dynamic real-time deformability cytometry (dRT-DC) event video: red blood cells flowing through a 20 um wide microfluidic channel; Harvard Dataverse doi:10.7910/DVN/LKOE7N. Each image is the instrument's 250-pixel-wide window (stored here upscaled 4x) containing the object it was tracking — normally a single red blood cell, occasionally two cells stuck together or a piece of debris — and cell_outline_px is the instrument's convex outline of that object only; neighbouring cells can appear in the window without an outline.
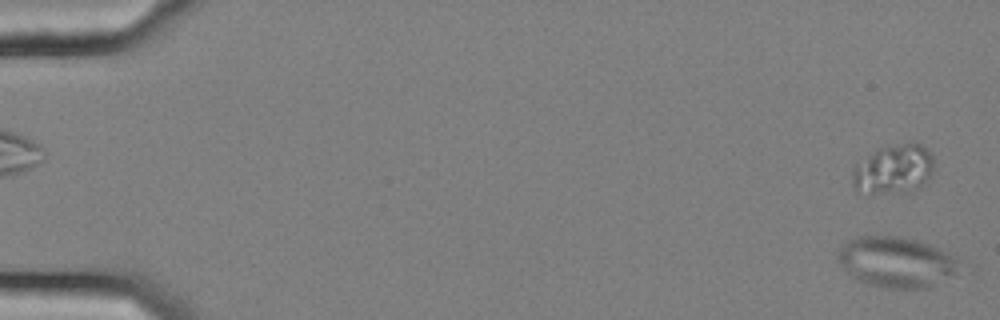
{"species": "common noctule bat (a hibernating species)", "species_latin": "Nyctalus noctula", "temperature_condition": "cold", "stored_images_in_passage": 58, "camera_frame_rate_fps": 3000, "um_per_image_px": 0.085, "animal": {"sex": "female", "body_mass_g": 25.1}, "frame": {"image": 1, "passage_image": 2, "time_ms": 0.333, "image_size_px": [1000, 320], "cell_outline_px": [[960, 260], [952, 272], [928, 288], [888, 288], [868, 284], [856, 280], [844, 268], [836, 256], [840, 248], [848, 240], [856, 236], [900, 236], [916, 240], [928, 244], [956, 256]], "centroid_in_image_um": [76.11, 22.25], "position_along_channel_um": 8.9, "area_um2": 35.14}}
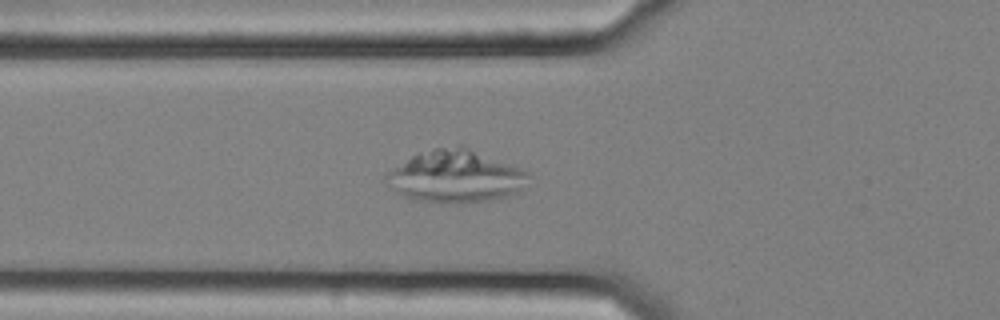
{"frame": {"image": 2, "passage_image": 22, "time_ms": 7.0, "image_size_px": [1000, 320], "cell_outline_px": [[528, 188], [520, 192], [488, 200], [456, 204], [440, 204], [420, 200], [404, 196], [388, 184], [384, 180], [384, 176], [388, 172], [412, 156], [420, 152], [432, 148], [460, 144], [464, 144], [520, 168], [528, 172]], "centroid_in_image_um": [38.77, 14.98], "position_along_channel_um": 87.0, "area_um2": 43.87}}
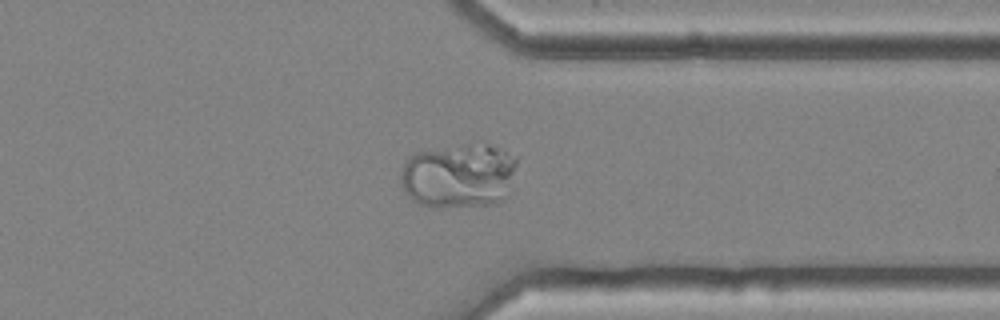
{"frame": {"image": 3, "passage_image": 46, "time_ms": 15.0, "image_size_px": [1000, 320], "cell_outline_px": [[520, 156], [504, 200], [496, 204], [440, 208], [432, 208], [420, 204], [412, 200], [404, 192], [400, 184], [400, 176], [404, 164], [408, 156], [416, 152], [460, 144], [488, 144], [504, 148]], "centroid_in_image_um": [39.01, 14.92], "position_along_channel_um": 372.4, "area_um2": 44.85}}